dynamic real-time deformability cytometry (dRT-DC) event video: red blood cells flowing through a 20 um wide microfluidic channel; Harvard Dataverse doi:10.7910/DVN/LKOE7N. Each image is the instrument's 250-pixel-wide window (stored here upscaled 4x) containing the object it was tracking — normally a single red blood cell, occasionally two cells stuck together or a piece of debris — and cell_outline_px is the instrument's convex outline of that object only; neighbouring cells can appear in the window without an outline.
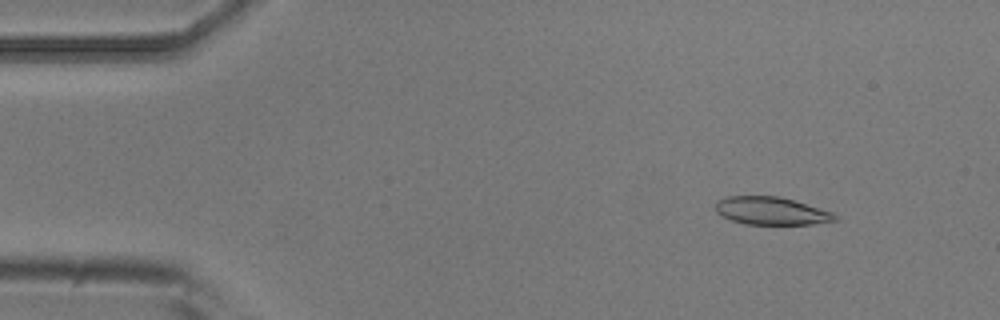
{"species": "common noctule bat (a hibernating species)", "species_latin": "Nyctalus noctula", "temperature_condition": "room temperature", "stored_images_in_passage": 53, "camera_frame_rate_fps": 3000, "um_per_image_px": 0.085, "animal": {"sex": "male", "body_mass_g": 20.5, "forearm_length_mm": 52.5}, "frame": {"image": 1, "passage_image": 6, "time_ms": 1.667, "image_size_px": [1000, 320], "cell_outline_px": [[836, 220], [812, 224], [744, 224], [732, 220], [716, 212], [716, 200], [728, 196], [780, 196], [832, 212], [836, 216]], "centroid_in_image_um": [65.52, 17.92], "position_along_channel_um": 19.5, "area_um2": 19.13}}
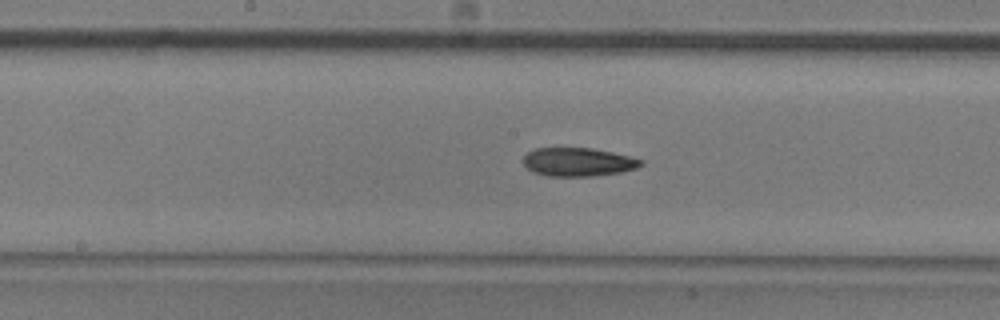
{"frame": {"image": 2, "passage_image": 27, "time_ms": 8.667, "image_size_px": [1000, 320], "cell_outline_px": [[644, 164], [636, 168], [620, 172], [592, 176], [548, 176], [532, 172], [524, 164], [524, 156], [528, 152], [536, 148], [592, 148], [612, 152], [644, 160]], "centroid_in_image_um": [49.14, 13.77], "position_along_channel_um": 199.1, "area_um2": 19.48}}
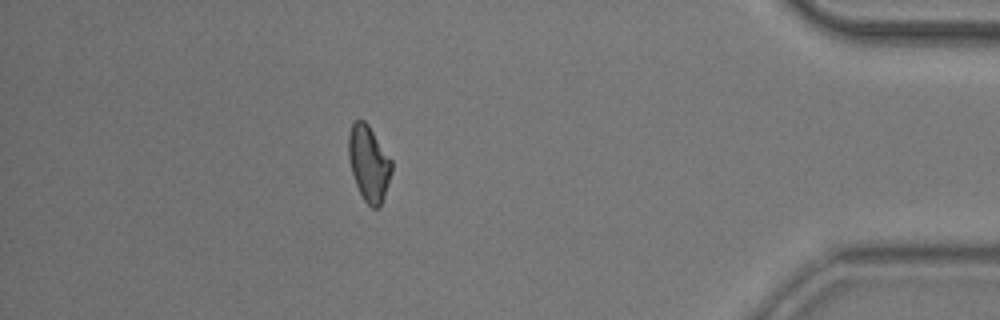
{"frame": {"image": 3, "passage_image": 47, "time_ms": 15.333, "image_size_px": [1000, 320], "cell_outline_px": [[392, 172], [380, 208], [372, 208], [364, 200], [356, 184], [352, 172], [348, 156], [348, 132], [352, 124], [356, 120], [364, 120], [368, 124], [392, 160]], "centroid_in_image_um": [31.35, 13.88], "position_along_channel_um": 403.9, "area_um2": 18.96}, "authors_computed_cell_mechanics": {"area_um2": 19.8254, "velocity_mm_per_s": 3.7608, "shape_relaxation_time_tau1_ms": 5.84, "shape_relaxation_time_tau2_ms": 5.3767, "deformation_change_tau1": 0.1612, "deformation_change_tau2": 0.1392}}